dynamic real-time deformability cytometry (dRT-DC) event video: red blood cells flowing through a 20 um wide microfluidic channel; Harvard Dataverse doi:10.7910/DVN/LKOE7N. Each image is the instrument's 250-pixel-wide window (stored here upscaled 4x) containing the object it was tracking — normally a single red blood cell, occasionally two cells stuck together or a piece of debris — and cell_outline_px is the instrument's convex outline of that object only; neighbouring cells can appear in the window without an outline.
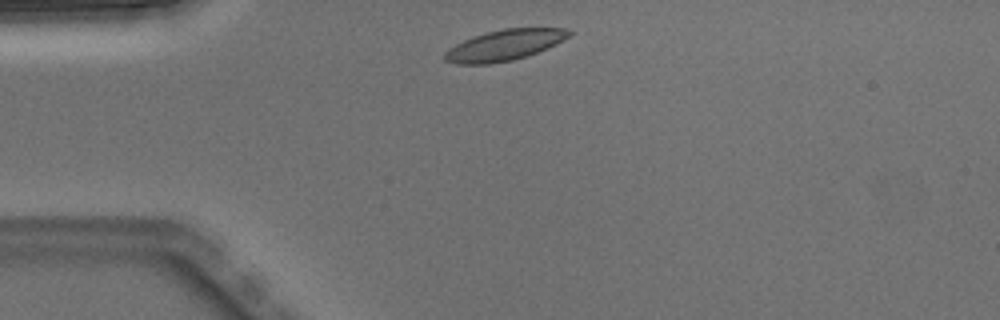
{"species": "Egyptian fruit bat (a non-hibernating species)", "species_latin": "Rousettus aegyptiacus", "temperature_condition": "warm", "stored_images_in_passage": 3, "camera_frame_rate_fps": 3000, "um_per_image_px": 0.085, "animal": {"sex": "male"}, "frame": {"image": 1, "passage_image": 1, "time_ms": 0.0, "image_size_px": [1000, 320], "cell_outline_px": [[572, 32], [564, 40], [536, 52], [512, 60], [488, 64], [456, 64], [444, 60], [444, 52], [448, 48], [464, 40], [488, 32], [504, 28], [564, 28]], "centroid_in_image_um": [42.84, 3.84], "position_along_channel_um": 42.2, "area_um2": 21.91}}